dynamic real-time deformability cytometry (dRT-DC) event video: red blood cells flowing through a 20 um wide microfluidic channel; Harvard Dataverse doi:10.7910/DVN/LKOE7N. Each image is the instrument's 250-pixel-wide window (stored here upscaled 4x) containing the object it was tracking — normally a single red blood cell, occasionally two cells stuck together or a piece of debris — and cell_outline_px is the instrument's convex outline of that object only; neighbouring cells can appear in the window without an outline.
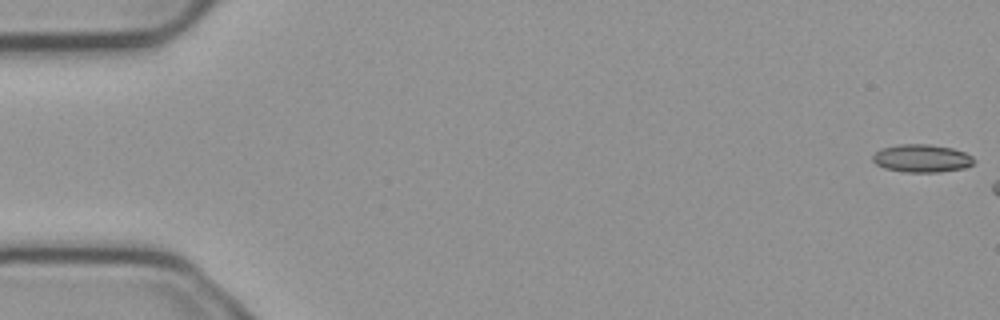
{"species": "common noctule bat (a hibernating species)", "species_latin": "Nyctalus noctula", "temperature_condition": "cold", "stored_images_in_passage": 7, "camera_frame_rate_fps": 3000, "um_per_image_px": 0.085, "animal": {"sex": "male", "body_mass_g": 23.1, "forearm_length_mm": 52.7}, "frame": {"image": 1, "passage_image": 1, "time_ms": 0.0, "image_size_px": [1000, 320], "cell_outline_px": [[976, 160], [972, 164], [964, 168], [940, 172], [904, 172], [884, 168], [876, 164], [872, 160], [872, 156], [880, 148], [900, 144], [928, 144], [952, 148], [964, 152], [972, 156]], "centroid_in_image_um": [78.34, 13.46], "position_along_channel_um": 6.7, "area_um2": 16.53}}